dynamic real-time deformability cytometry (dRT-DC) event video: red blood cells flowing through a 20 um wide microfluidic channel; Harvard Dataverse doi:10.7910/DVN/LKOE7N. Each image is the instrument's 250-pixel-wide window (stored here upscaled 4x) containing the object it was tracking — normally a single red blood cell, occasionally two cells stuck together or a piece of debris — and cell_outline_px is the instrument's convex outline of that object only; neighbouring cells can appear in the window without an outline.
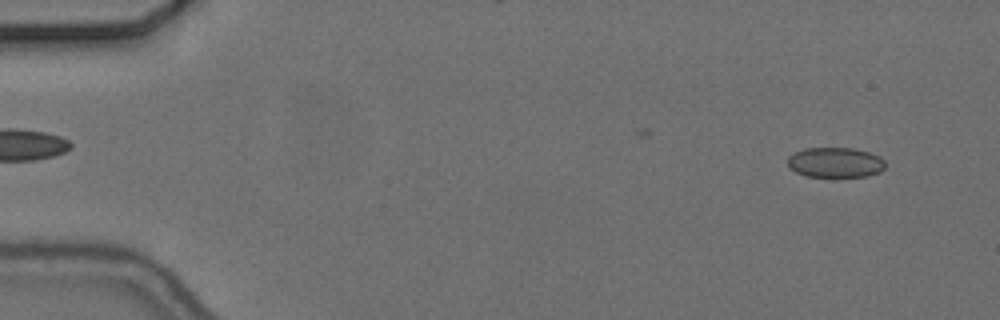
{"species": "common noctule bat (a hibernating species)", "species_latin": "Nyctalus noctula", "temperature_condition": "cold", "stored_images_in_passage": 46, "camera_frame_rate_fps": 3000, "um_per_image_px": 0.085, "animal": {"sex": "female", "body_mass_g": 24.6, "forearm_length_mm": 56.2}, "frame": {"image": 1, "passage_image": 4, "time_ms": 1.0, "image_size_px": [1000, 320], "cell_outline_px": [[884, 168], [880, 172], [868, 176], [808, 176], [796, 172], [788, 168], [788, 156], [792, 152], [804, 148], [852, 148], [868, 152], [880, 156], [884, 160]], "centroid_in_image_um": [70.97, 13.8], "position_along_channel_um": 14.0, "area_um2": 17.17}}
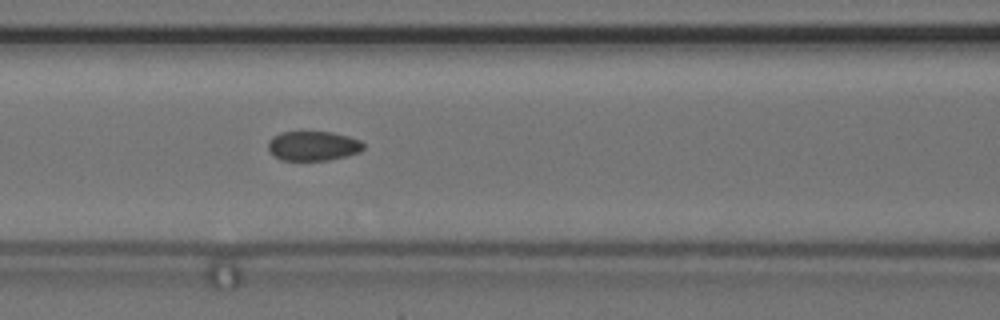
{"frame": {"image": 2, "passage_image": 24, "time_ms": 7.667, "image_size_px": [1000, 320], "cell_outline_px": [[364, 148], [360, 152], [348, 156], [328, 160], [280, 160], [268, 152], [268, 140], [272, 136], [280, 132], [332, 132], [348, 136], [360, 140], [364, 144]], "centroid_in_image_um": [26.59, 12.4], "position_along_channel_um": 140.0, "area_um2": 16.65}}
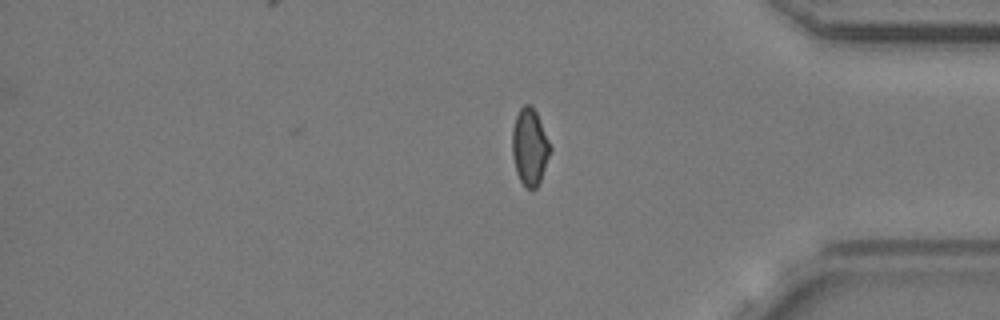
{"frame": {"image": 3, "passage_image": 46, "time_ms": 15.0, "image_size_px": [1000, 320], "cell_outline_px": [[552, 148], [540, 184], [532, 192], [520, 180], [516, 172], [512, 156], [512, 128], [516, 116], [520, 108], [524, 104], [532, 104], [536, 112]], "centroid_in_image_um": [45.03, 12.51], "position_along_channel_um": 390.2, "area_um2": 17.22}, "authors_computed_cell_mechanics": {"area_um2": 17.2244, "velocity_mm_per_s": 3.6802, "shape_relaxation_time_tau1_ms": 10.6919, "shape_relaxation_time_tau2_ms": 2.3049, "deformation_change_tau1": 0.145, "deformation_change_tau2": 0.0532}}